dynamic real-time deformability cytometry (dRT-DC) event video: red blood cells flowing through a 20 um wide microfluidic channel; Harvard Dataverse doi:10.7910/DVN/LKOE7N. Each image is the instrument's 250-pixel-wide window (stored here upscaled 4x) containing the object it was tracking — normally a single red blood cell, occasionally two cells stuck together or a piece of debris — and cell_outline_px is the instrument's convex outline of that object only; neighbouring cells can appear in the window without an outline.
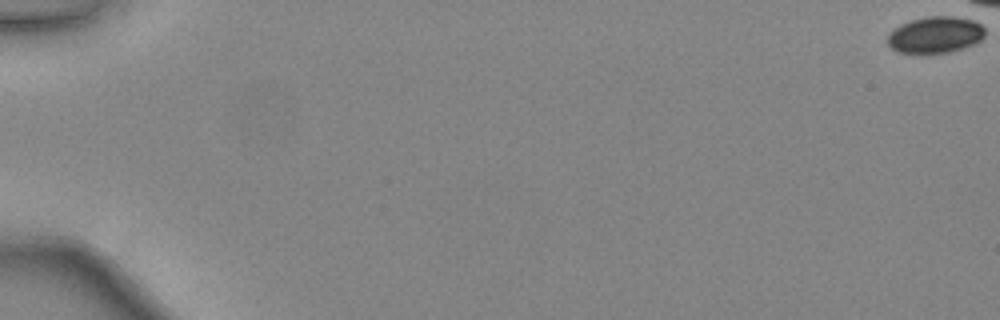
{"species": "common noctule bat (a hibernating species)", "species_latin": "Nyctalus noctula", "temperature_condition": "warm", "stored_images_in_passage": 42, "camera_frame_rate_fps": 3000, "um_per_image_px": 0.085, "animal": {"sex": "female", "body_mass_g": 24.6, "forearm_length_mm": 56.2}, "frame": {"image": 1, "passage_image": 1, "time_ms": 0.0, "image_size_px": [1000, 320], "cell_outline_px": [[984, 36], [980, 40], [972, 44], [948, 52], [896, 52], [888, 44], [888, 36], [900, 24], [912, 20], [928, 16], [952, 16], [972, 20], [980, 24], [984, 28]], "centroid_in_image_um": [79.5, 2.94], "position_along_channel_um": 5.5, "area_um2": 20.17}}
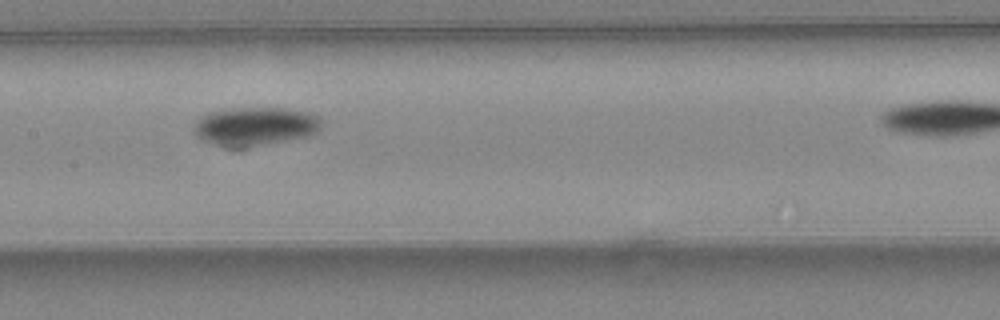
{"frame": {"image": 2, "passage_image": 27, "time_ms": 8.667, "image_size_px": [1000, 320], "cell_outline_px": [[324, 120], [320, 128], [316, 132], [308, 136], [248, 148], [224, 148], [200, 140], [196, 136], [192, 128], [196, 120], [200, 116], [208, 112], [224, 108], [284, 108], [308, 112], [320, 116]], "centroid_in_image_um": [21.64, 10.75], "position_along_channel_um": 185.8, "area_um2": 29.59}}
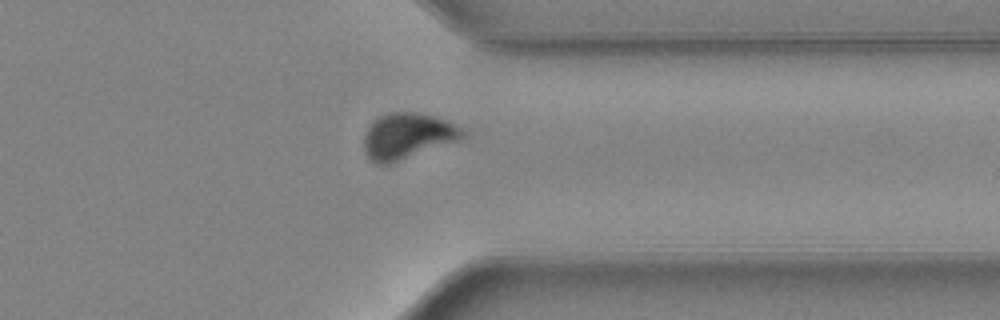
{"frame": {"image": 3, "passage_image": 40, "time_ms": 13.0, "image_size_px": [1000, 320], "cell_outline_px": [[464, 136], [460, 140], [388, 164], [376, 164], [364, 152], [364, 136], [368, 124], [372, 120], [388, 112], [412, 112], [432, 116], [444, 120], [460, 128], [464, 132]], "centroid_in_image_um": [34.57, 11.56], "position_along_channel_um": 376.8, "area_um2": 26.07}}